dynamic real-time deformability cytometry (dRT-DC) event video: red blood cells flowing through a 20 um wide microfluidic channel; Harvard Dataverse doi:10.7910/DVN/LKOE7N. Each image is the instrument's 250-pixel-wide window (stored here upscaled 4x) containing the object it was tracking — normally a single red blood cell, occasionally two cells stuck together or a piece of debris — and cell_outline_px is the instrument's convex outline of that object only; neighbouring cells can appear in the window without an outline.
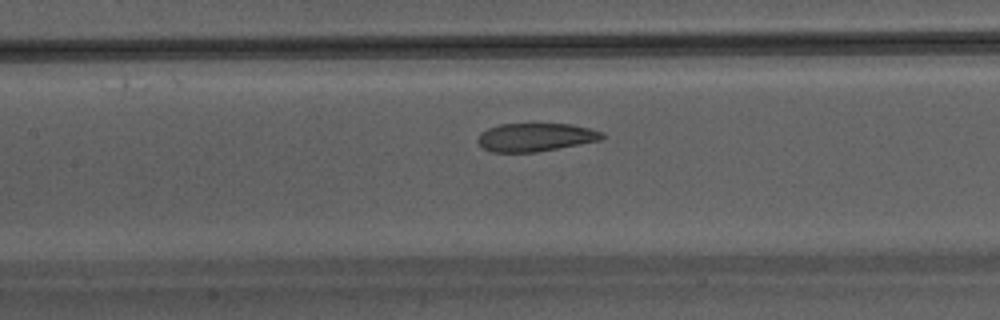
{"species": "Egyptian fruit bat (a non-hibernating species)", "species_latin": "Rousettus aegyptiacus", "temperature_condition": "warm", "stored_images_in_passage": 32, "camera_frame_rate_fps": 3000, "um_per_image_px": 0.085, "animal": {"sex": "male"}, "frame": {"image": 1, "passage_image": 8, "time_ms": 2.333, "image_size_px": [1000, 320], "cell_outline_px": [[604, 136], [600, 140], [536, 152], [492, 152], [484, 148], [476, 140], [480, 132], [488, 128], [500, 124], [572, 124], [604, 132]], "centroid_in_image_um": [45.49, 11.66], "position_along_channel_um": 161.9, "area_um2": 20.35}}
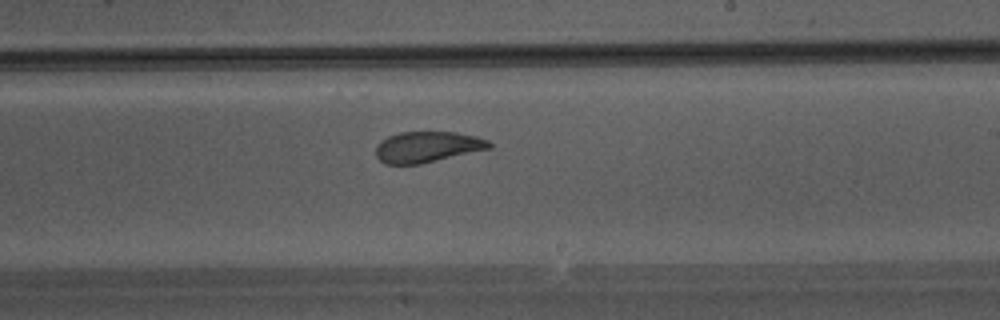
{"frame": {"image": 2, "passage_image": 14, "time_ms": 4.333, "image_size_px": [1000, 320], "cell_outline_px": [[492, 148], [420, 164], [384, 164], [376, 156], [376, 148], [388, 136], [400, 132], [456, 132], [476, 136], [488, 140], [492, 144]], "centroid_in_image_um": [36.36, 12.49], "position_along_channel_um": 252.6, "area_um2": 20.29}}
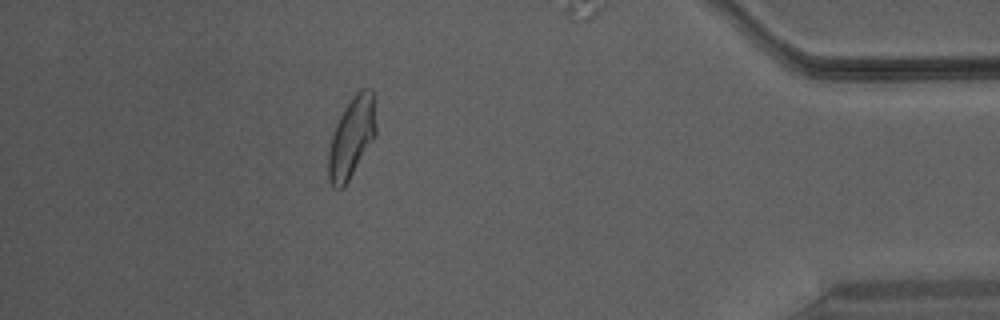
{"frame": {"image": 3, "passage_image": 27, "time_ms": 8.667, "image_size_px": [1000, 320], "cell_outline_px": [[376, 136], [344, 188], [332, 188], [328, 180], [328, 152], [332, 136], [336, 124], [340, 116], [352, 96], [360, 88], [372, 88], [376, 128]], "centroid_in_image_um": [29.88, 11.71], "position_along_channel_um": 405.3, "area_um2": 22.43}}